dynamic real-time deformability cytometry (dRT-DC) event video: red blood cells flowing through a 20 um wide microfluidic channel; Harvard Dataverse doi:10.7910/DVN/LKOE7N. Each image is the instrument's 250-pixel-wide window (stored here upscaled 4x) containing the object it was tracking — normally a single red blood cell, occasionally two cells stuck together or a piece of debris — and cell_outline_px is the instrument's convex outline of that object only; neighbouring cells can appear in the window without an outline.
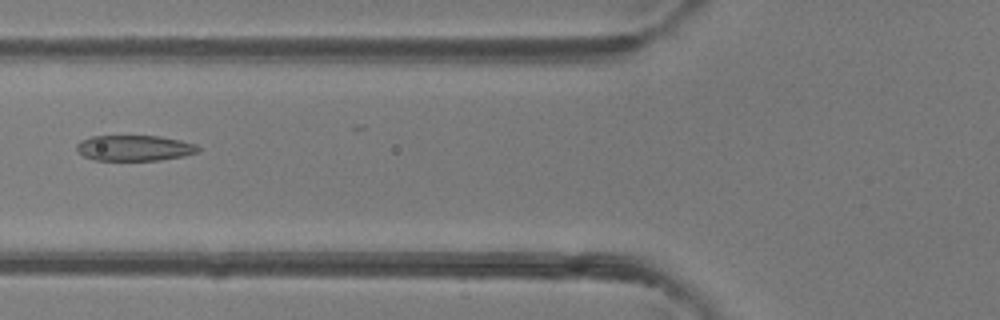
{"species": "common noctule bat (a hibernating species)", "species_latin": "Nyctalus noctula", "temperature_condition": "room temperature", "stored_images_in_passage": 36, "camera_frame_rate_fps": 3000, "um_per_image_px": 0.085, "animal": {"sex": "female"}, "frame": {"image": 1, "passage_image": 9, "time_ms": 2.667, "image_size_px": [1000, 320], "cell_outline_px": [[200, 152], [184, 156], [160, 160], [96, 160], [84, 156], [76, 152], [76, 144], [80, 140], [92, 136], [160, 136], [180, 140], [196, 144], [200, 148]], "centroid_in_image_um": [11.43, 12.58], "position_along_channel_um": 114.4, "area_um2": 18.32}}
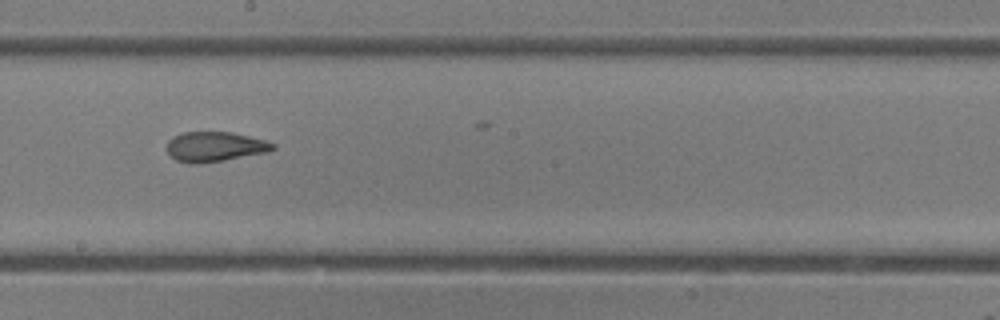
{"frame": {"image": 2, "passage_image": 17, "time_ms": 5.333, "image_size_px": [1000, 320], "cell_outline_px": [[276, 148], [268, 152], [224, 160], [200, 164], [188, 164], [176, 160], [168, 152], [168, 140], [172, 136], [184, 132], [232, 132], [264, 140], [276, 144]], "centroid_in_image_um": [18.26, 12.47], "position_along_channel_um": 229.9, "area_um2": 18.5}}
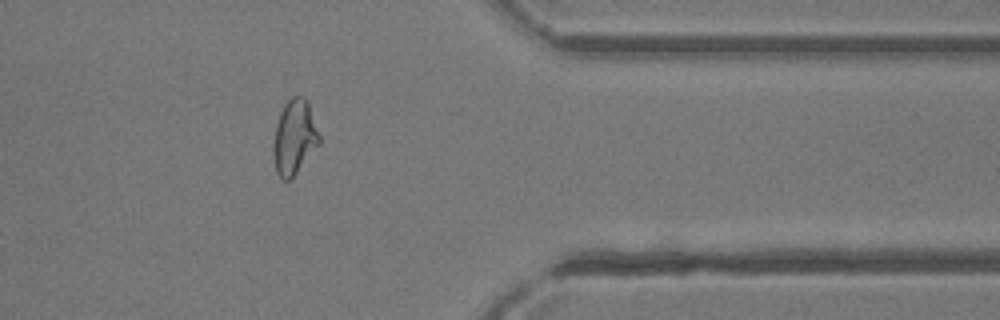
{"frame": {"image": 3, "passage_image": 29, "time_ms": 9.333, "image_size_px": [1000, 320], "cell_outline_px": [[320, 144], [296, 172], [288, 180], [284, 180], [276, 172], [272, 156], [272, 144], [276, 124], [280, 112], [284, 104], [292, 96], [304, 96], [308, 100], [320, 136]], "centroid_in_image_um": [25.01, 11.63], "position_along_channel_um": 386.4, "area_um2": 20.11}, "authors_computed_cell_mechanics": {"area_um2": 18.9584, "velocity_mm_per_s": 4.3191, "shape_relaxation_time_tau1_ms": null, "shape_relaxation_time_tau2_ms": 0.6191, "deformation_change_tau1": null, "deformation_change_tau2": 0.0774}}